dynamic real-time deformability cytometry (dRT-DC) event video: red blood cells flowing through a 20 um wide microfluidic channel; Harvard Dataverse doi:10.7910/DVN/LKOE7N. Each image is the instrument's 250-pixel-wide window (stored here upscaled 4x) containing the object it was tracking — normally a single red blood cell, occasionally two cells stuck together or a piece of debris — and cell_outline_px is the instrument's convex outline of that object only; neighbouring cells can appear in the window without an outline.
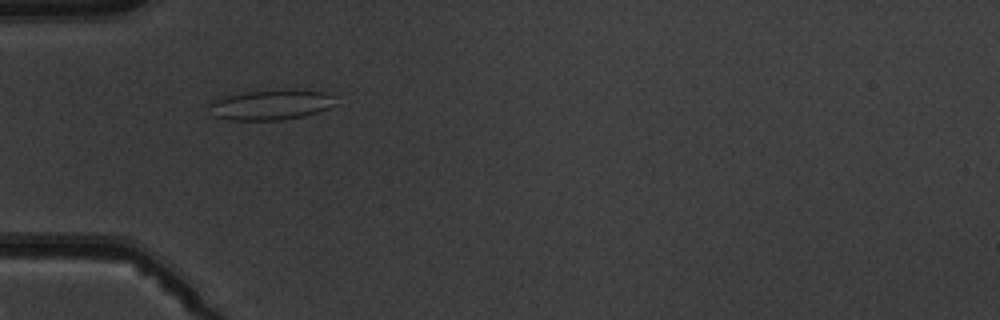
{"species": "common noctule bat (a hibernating species)", "species_latin": "Nyctalus noctula", "temperature_condition": "warm", "stored_images_in_passage": 4, "camera_frame_rate_fps": 3000, "um_per_image_px": 0.085, "animal": {"sex": "male", "body_mass_g": 19.5, "forearm_length_mm": 54.6}, "frame": {"image": 1, "passage_image": 4, "time_ms": 3.333, "image_size_px": [1000, 320], "cell_outline_px": [[336, 104], [328, 108], [304, 116], [280, 120], [232, 120], [212, 116], [208, 104], [212, 100], [220, 96], [248, 92], [324, 92], [336, 96]], "centroid_in_image_um": [22.95, 8.95], "position_along_channel_um": 62.0, "area_um2": 21.56}}